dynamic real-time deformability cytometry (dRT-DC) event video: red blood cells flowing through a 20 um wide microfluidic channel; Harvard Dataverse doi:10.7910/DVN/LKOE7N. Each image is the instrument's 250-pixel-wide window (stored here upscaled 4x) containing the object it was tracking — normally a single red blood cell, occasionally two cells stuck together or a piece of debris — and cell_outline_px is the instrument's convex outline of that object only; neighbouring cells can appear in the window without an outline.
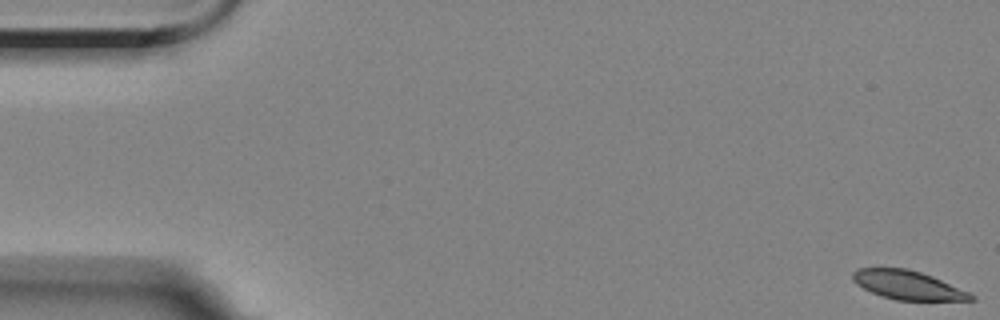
{"species": "Egyptian fruit bat (a non-hibernating species)", "species_latin": "Rousettus aegyptiacus", "temperature_condition": "room temperature", "stored_images_in_passage": 57, "camera_frame_rate_fps": 3000, "um_per_image_px": 0.085, "animal": {"sex": "female"}, "frame": {"image": 1, "passage_image": 1, "time_ms": 0.0, "image_size_px": [1000, 320], "cell_outline_px": [[976, 300], [896, 300], [880, 296], [856, 284], [852, 280], [852, 272], [856, 268], [908, 268], [932, 276], [968, 292], [976, 296]], "centroid_in_image_um": [77.13, 24.23], "position_along_channel_um": 7.9, "area_um2": 19.77}}
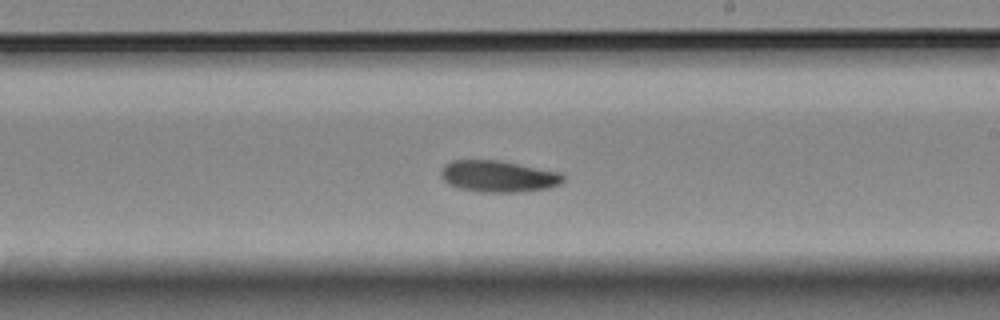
{"frame": {"image": 2, "passage_image": 33, "time_ms": 10.667, "image_size_px": [1000, 320], "cell_outline_px": [[564, 180], [560, 184], [548, 188], [520, 192], [484, 192], [460, 188], [448, 184], [440, 176], [440, 172], [444, 164], [452, 160], [500, 160], [560, 172], [564, 176]], "centroid_in_image_um": [42.35, 14.98], "position_along_channel_um": 246.6, "area_um2": 22.54}}
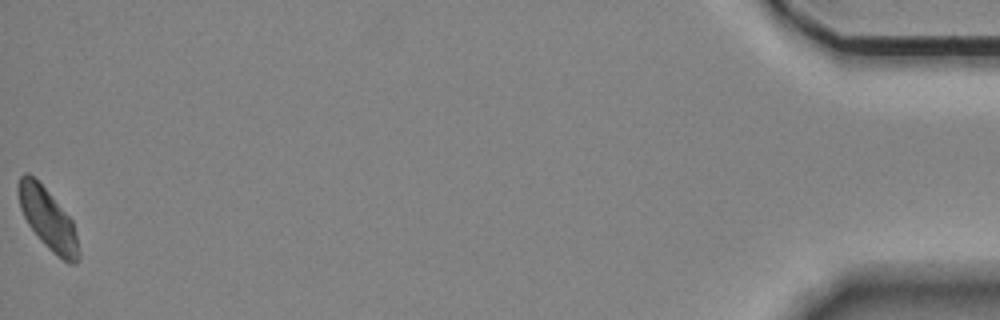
{"frame": {"image": 3, "passage_image": 57, "time_ms": 18.667, "image_size_px": [1000, 320], "cell_outline_px": [[80, 256], [76, 264], [68, 264], [52, 252], [40, 240], [28, 224], [20, 208], [16, 192], [16, 188], [20, 176], [24, 172], [28, 172], [48, 192], [72, 220], [80, 252]], "centroid_in_image_um": [4.05, 18.63], "position_along_channel_um": 431.2, "area_um2": 21.39}, "authors_computed_cell_mechanics": {"area_um2": 21.9062, "velocity_mm_per_s": 3.5092, "shape_relaxation_time_tau1_ms": 7.2972, "shape_relaxation_time_tau2_ms": null, "deformation_change_tau1": 0.1163, "deformation_change_tau2": null}}